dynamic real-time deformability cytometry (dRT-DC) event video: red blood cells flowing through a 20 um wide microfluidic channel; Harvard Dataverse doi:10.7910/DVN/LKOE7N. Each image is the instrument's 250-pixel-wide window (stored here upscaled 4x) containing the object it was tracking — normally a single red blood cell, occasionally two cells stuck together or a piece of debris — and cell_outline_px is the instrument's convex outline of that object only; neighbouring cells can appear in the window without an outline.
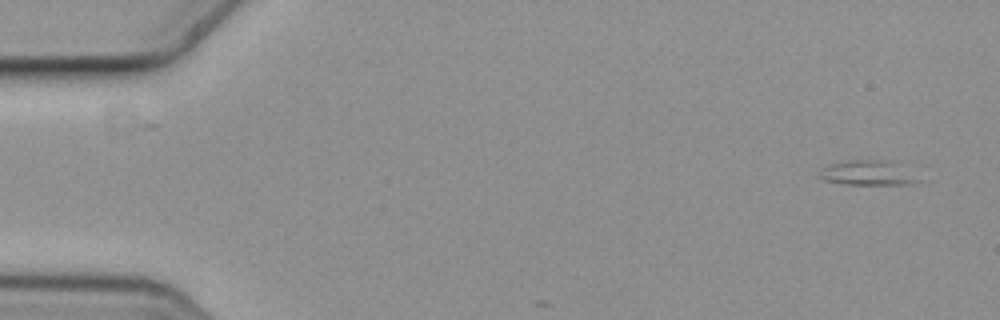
{"species": "common noctule bat (a hibernating species)", "species_latin": "Nyctalus noctula", "temperature_condition": "cold", "stored_images_in_passage": 4, "camera_frame_rate_fps": 3000, "um_per_image_px": 0.085, "animal": {"sex": "female", "body_mass_g": 19.3, "forearm_length_mm": 54.1}, "frame": {"image": 1, "passage_image": 1, "time_ms": 0.0, "image_size_px": [1000, 320], "cell_outline_px": [[916, 180], [900, 184], [848, 184], [824, 180], [820, 176], [824, 168], [828, 164], [848, 160], [892, 160]], "centroid_in_image_um": [73.62, 14.67], "position_along_channel_um": 11.4, "area_um2": 13.35}}